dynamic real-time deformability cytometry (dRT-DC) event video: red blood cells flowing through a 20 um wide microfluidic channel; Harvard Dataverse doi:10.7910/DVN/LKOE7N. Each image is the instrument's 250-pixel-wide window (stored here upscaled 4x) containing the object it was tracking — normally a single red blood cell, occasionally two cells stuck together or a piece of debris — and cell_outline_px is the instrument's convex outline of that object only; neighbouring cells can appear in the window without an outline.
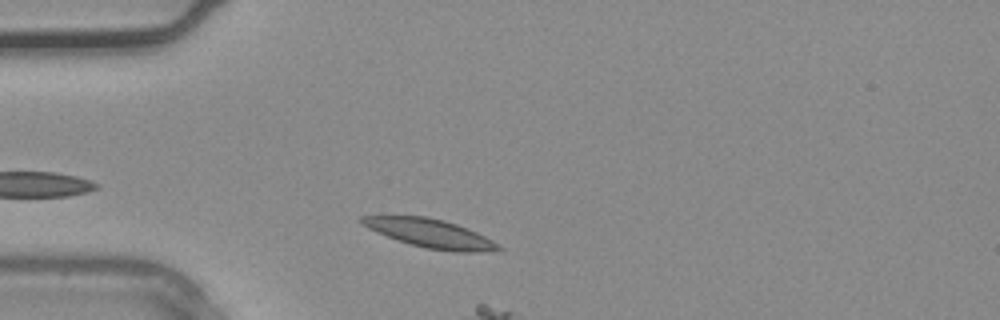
{"species": "common noctule bat (a hibernating species)", "species_latin": "Nyctalus noctula", "temperature_condition": "warm", "stored_images_in_passage": 6, "camera_frame_rate_fps": 3000, "um_per_image_px": 0.085, "animal": {"sex": "male", "body_mass_g": 20.4}, "frame": {"image": 1, "passage_image": 4, "time_ms": 1.0, "image_size_px": [1000, 320], "cell_outline_px": [[504, 248], [476, 252], [452, 252], [424, 248], [376, 232], [368, 228], [360, 220], [360, 216], [424, 216], [444, 220], [468, 228], [492, 240]], "centroid_in_image_um": [36.58, 19.83], "position_along_channel_um": 48.4, "area_um2": 22.37}}